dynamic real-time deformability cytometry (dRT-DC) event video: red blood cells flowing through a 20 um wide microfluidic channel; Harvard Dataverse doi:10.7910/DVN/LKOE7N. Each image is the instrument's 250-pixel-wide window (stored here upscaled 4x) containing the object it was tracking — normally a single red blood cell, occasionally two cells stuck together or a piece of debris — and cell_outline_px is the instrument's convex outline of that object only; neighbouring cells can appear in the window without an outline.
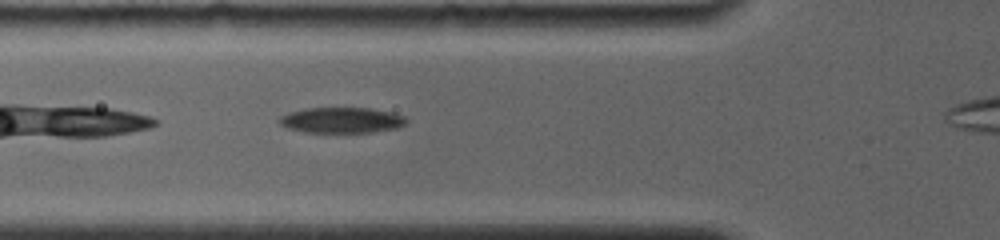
{"species": "common noctule bat (a hibernating species)", "species_latin": "Nyctalus noctula", "temperature_condition": "room temperature", "stored_images_in_passage": 53, "camera_frame_rate_fps": 4000, "um_per_image_px": 0.085, "animal": {"sex": "female", "body_mass_g": 19.0, "forearm_length_mm": 56.7}, "frame": {"image": 1, "passage_image": 15, "time_ms": 3.5, "image_size_px": [1000, 240], "cell_outline_px": [[408, 120], [404, 124], [396, 128], [372, 132], [304, 132], [288, 128], [280, 124], [276, 120], [280, 116], [288, 112], [304, 108], [368, 108], [392, 112], [404, 116]], "centroid_in_image_um": [28.99, 10.21], "position_along_channel_um": 96.8, "area_um2": 19.02}}
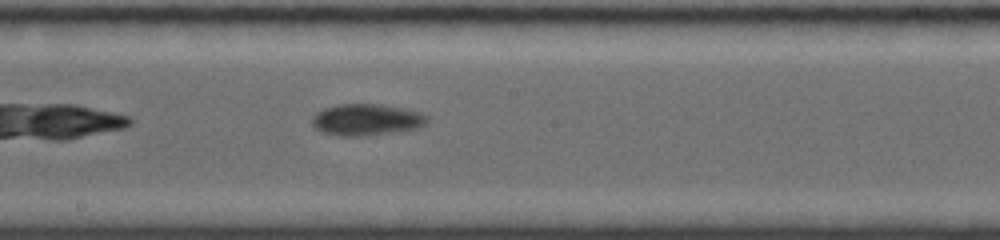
{"frame": {"image": 2, "passage_image": 28, "time_ms": 6.75, "image_size_px": [1000, 240], "cell_outline_px": [[428, 120], [424, 124], [416, 128], [392, 132], [360, 136], [340, 136], [324, 132], [316, 128], [312, 124], [312, 116], [316, 112], [324, 108], [340, 104], [384, 104], [404, 108], [420, 112], [428, 116]], "centroid_in_image_um": [31.14, 10.16], "position_along_channel_um": 217.1, "area_um2": 21.04}}
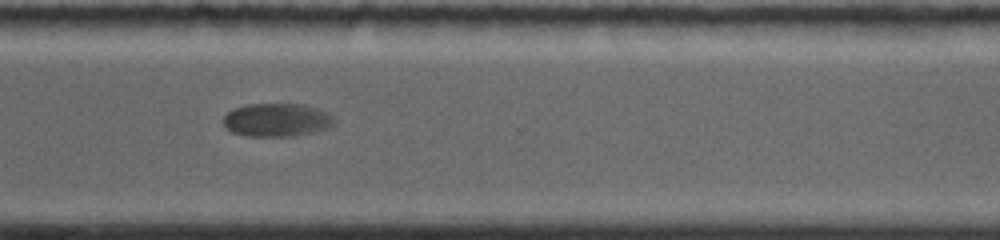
{"frame": {"image": 3, "passage_image": 42, "time_ms": 10.25, "image_size_px": [1000, 240], "cell_outline_px": [[336, 120], [328, 128], [312, 132], [292, 136], [244, 136], [232, 132], [224, 128], [224, 116], [232, 108], [248, 104], [304, 104], [328, 112]], "centroid_in_image_um": [23.5, 10.19], "position_along_channel_um": 347.1, "area_um2": 21.62}}